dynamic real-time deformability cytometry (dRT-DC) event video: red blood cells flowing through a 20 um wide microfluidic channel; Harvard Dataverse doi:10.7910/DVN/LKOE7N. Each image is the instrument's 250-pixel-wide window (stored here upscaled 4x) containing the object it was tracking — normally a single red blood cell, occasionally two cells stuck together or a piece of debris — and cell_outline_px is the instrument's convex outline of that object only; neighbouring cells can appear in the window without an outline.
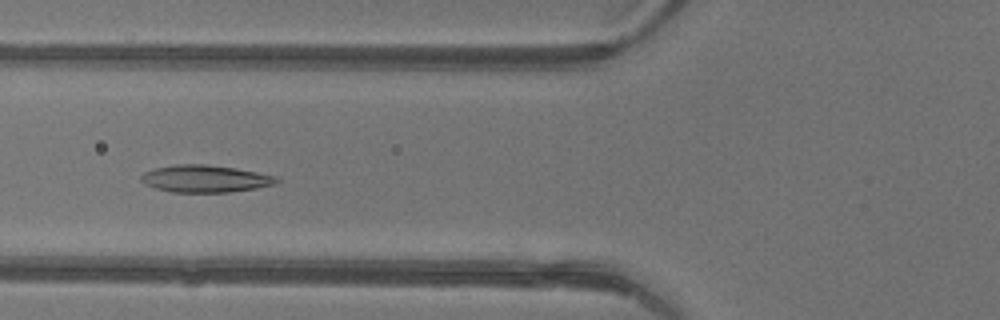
{"species": "common noctule bat (a hibernating species)", "species_latin": "Nyctalus noctula", "temperature_condition": "warm", "stored_images_in_passage": 47, "camera_frame_rate_fps": 3000, "um_per_image_px": 0.085, "animal": {"sex": "female"}, "frame": {"image": 1, "passage_image": 18, "time_ms": 5.667, "image_size_px": [1000, 320], "cell_outline_px": [[280, 180], [276, 184], [256, 188], [228, 192], [172, 192], [156, 188], [144, 184], [140, 180], [140, 176], [144, 172], [156, 168], [176, 164], [204, 164], [236, 168], [276, 176]], "centroid_in_image_um": [17.43, 15.19], "position_along_channel_um": 108.4, "area_um2": 21.44}}
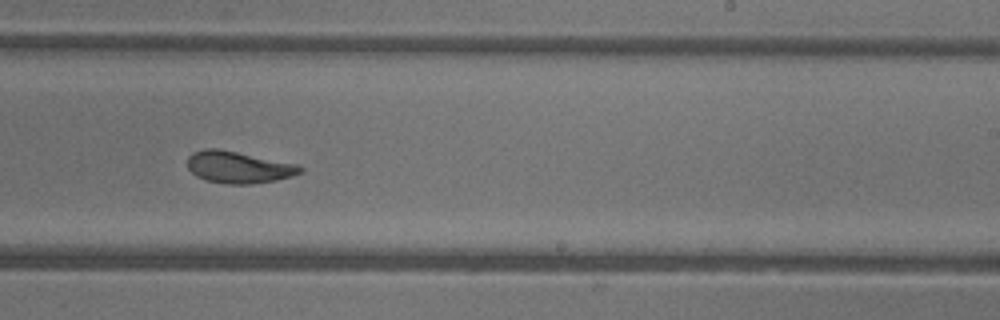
{"frame": {"image": 2, "passage_image": 29, "time_ms": 9.333, "image_size_px": [1000, 320], "cell_outline_px": [[304, 172], [292, 176], [276, 180], [252, 184], [228, 184], [204, 180], [196, 176], [188, 168], [188, 156], [192, 152], [204, 148], [216, 148], [296, 164], [304, 168]], "centroid_in_image_um": [20.26, 14.22], "position_along_channel_um": 268.7, "area_um2": 20.87}}
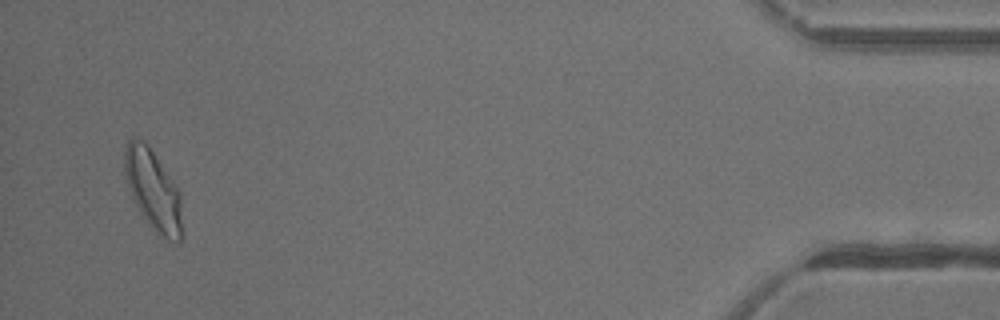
{"frame": {"image": 3, "passage_image": 45, "time_ms": 14.667, "image_size_px": [1000, 320], "cell_outline_px": [[184, 236], [180, 244], [168, 240], [156, 232], [140, 212], [132, 200], [124, 176], [124, 148], [128, 140], [132, 136], [144, 140], [148, 144], [180, 192]], "centroid_in_image_um": [13.02, 16.17], "position_along_channel_um": 422.2, "area_um2": 27.57}, "authors_computed_cell_mechanics": {"area_um2": 22.0218, "velocity_mm_per_s": 4.3828, "shape_relaxation_time_tau1_ms": 4.1112, "shape_relaxation_time_tau2_ms": 1.2676, "deformation_change_tau1": 0.1652, "deformation_change_tau2": 0.0791}}